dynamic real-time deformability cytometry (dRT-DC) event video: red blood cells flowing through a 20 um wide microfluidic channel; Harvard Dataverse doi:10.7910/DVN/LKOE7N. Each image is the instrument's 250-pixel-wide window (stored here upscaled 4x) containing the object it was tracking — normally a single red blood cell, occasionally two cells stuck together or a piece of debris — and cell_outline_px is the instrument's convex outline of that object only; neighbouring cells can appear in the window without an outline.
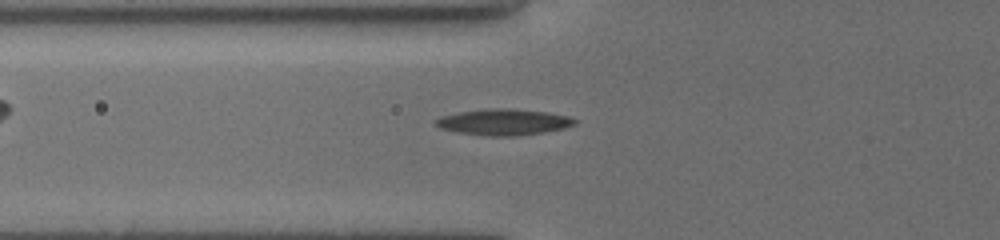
{"species": "common noctule bat (a hibernating species)", "species_latin": "Nyctalus noctula", "temperature_condition": "cold", "stored_images_in_passage": 49, "camera_frame_rate_fps": 3000, "um_per_image_px": 0.085, "animal": {"sex": "female", "body_mass_g": 19.5, "forearm_length_mm": 54.1}, "frame": {"image": 1, "passage_image": 16, "time_ms": 5.0, "image_size_px": [1000, 240], "cell_outline_px": [[580, 120], [576, 124], [564, 128], [544, 132], [516, 136], [484, 136], [456, 132], [440, 128], [436, 124], [436, 120], [440, 116], [460, 112], [492, 108], [512, 108], [548, 112], [568, 116]], "centroid_in_image_um": [42.85, 10.38], "position_along_channel_um": 82.9, "area_um2": 21.33}}
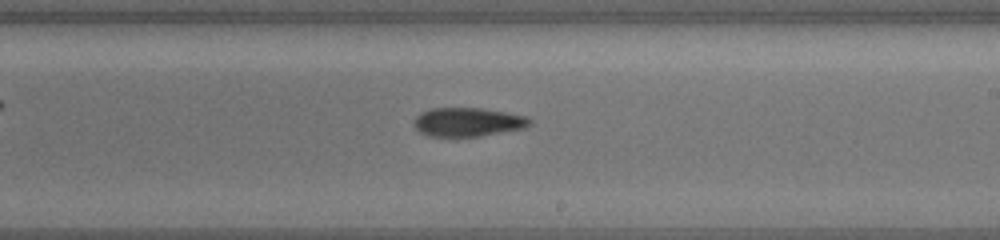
{"frame": {"image": 2, "passage_image": 29, "time_ms": 9.333, "image_size_px": [1000, 240], "cell_outline_px": [[532, 124], [528, 128], [456, 140], [428, 136], [420, 132], [416, 128], [416, 116], [432, 108], [480, 108], [528, 116], [532, 120]], "centroid_in_image_um": [39.82, 10.43], "position_along_channel_um": 249.2, "area_um2": 20.11}}
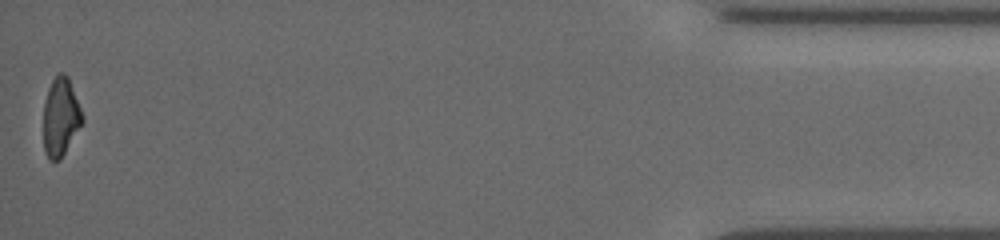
{"frame": {"image": 3, "passage_image": 49, "time_ms": 16.0, "image_size_px": [1000, 240], "cell_outline_px": [[84, 120], [60, 160], [48, 160], [44, 152], [44, 104], [48, 88], [52, 80], [60, 72], [68, 76], [84, 116]], "centroid_in_image_um": [5.15, 9.95], "position_along_channel_um": 430.0, "area_um2": 17.69}}